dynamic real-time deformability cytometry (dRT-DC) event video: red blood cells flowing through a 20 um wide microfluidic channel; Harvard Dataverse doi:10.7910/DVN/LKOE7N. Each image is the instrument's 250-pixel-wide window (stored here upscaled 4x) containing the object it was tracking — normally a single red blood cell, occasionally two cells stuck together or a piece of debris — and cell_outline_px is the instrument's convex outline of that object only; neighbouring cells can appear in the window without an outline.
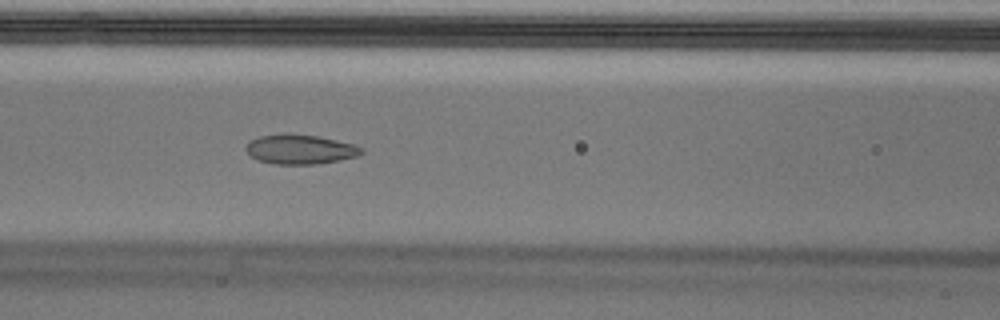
{"species": "Egyptian fruit bat (a non-hibernating species)", "species_latin": "Rousettus aegyptiacus", "temperature_condition": "cold", "stored_images_in_passage": 44, "camera_frame_rate_fps": 3000, "um_per_image_px": 0.085, "animal": {"sex": "male"}, "frame": {"image": 1, "passage_image": 19, "time_ms": 6.0, "image_size_px": [1000, 320], "cell_outline_px": [[364, 152], [356, 156], [340, 160], [316, 164], [272, 164], [256, 160], [244, 148], [252, 140], [260, 136], [316, 136], [336, 140], [352, 144], [364, 148]], "centroid_in_image_um": [25.54, 12.74], "position_along_channel_um": 141.1, "area_um2": 19.13}, "authors_computed_cell_mechanics": {"area_um2": 21.1837, "velocity_mm_per_s": 3.6706, "shape_relaxation_time_tau1_ms": null, "shape_relaxation_time_tau2_ms": 1.2438, "deformation_change_tau1": null, "deformation_change_tau2": 0.0592}}